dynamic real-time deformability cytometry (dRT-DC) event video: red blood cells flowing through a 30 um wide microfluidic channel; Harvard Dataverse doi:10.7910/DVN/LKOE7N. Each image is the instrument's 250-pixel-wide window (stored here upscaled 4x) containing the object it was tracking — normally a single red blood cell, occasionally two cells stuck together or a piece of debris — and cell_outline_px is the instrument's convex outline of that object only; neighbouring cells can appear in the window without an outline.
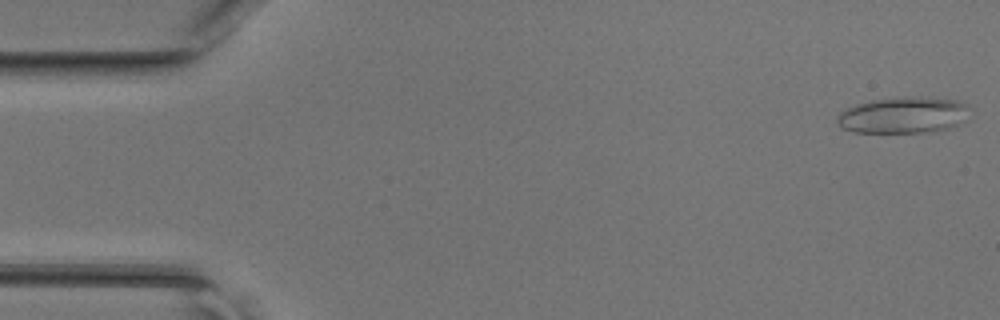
{"species": "common noctule bat (a hibernating species)", "species_latin": "Nyctalus noctula", "temperature_condition": "room temperature", "stored_images_in_passage": 45, "camera_frame_rate_fps": 3000, "um_per_image_px": 0.085, "animal": {"sex": "female", "body_mass_g": 17.0, "forearm_length_mm": 48.0}, "frame": {"image": 1, "passage_image": 1, "time_ms": 0.0, "image_size_px": [1000, 320], "cell_outline_px": [[968, 104], [956, 124], [948, 128], [928, 132], [856, 132], [844, 128], [836, 120], [836, 116], [840, 112], [856, 104], [872, 100], [956, 100]], "centroid_in_image_um": [76.64, 9.84], "position_along_channel_um": 8.4, "area_um2": 25.95}}
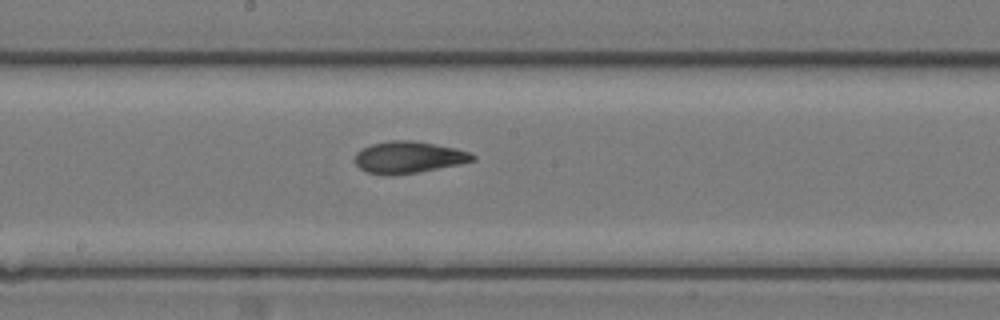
{"frame": {"image": 2, "passage_image": 24, "time_ms": 7.667, "image_size_px": [1000, 320], "cell_outline_px": [[476, 160], [460, 164], [420, 172], [388, 176], [368, 172], [360, 168], [356, 164], [356, 152], [360, 148], [372, 144], [388, 140], [412, 140], [456, 148], [468, 152], [476, 156]], "centroid_in_image_um": [34.72, 13.37], "position_along_channel_um": 213.5, "area_um2": 21.91}}
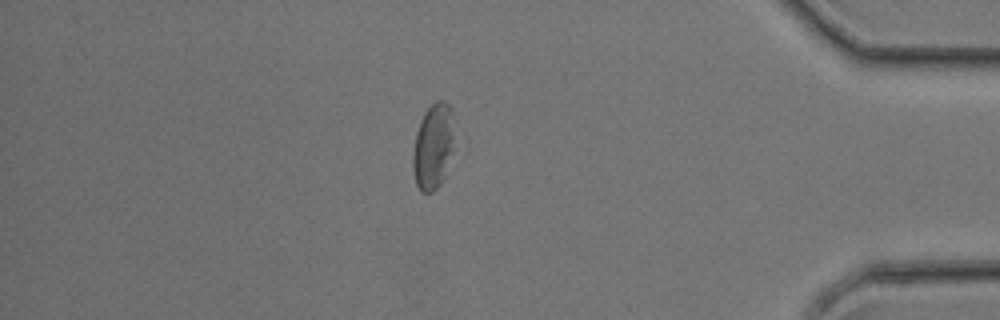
{"frame": {"image": 3, "passage_image": 39, "time_ms": 12.667, "image_size_px": [1000, 320], "cell_outline_px": [[452, 148], [444, 176], [440, 184], [432, 192], [420, 192], [416, 184], [412, 164], [412, 156], [416, 132], [424, 112], [436, 100], [444, 100], [448, 104], [452, 112]], "centroid_in_image_um": [36.78, 12.44], "position_along_channel_um": 398.4, "area_um2": 20.29}}